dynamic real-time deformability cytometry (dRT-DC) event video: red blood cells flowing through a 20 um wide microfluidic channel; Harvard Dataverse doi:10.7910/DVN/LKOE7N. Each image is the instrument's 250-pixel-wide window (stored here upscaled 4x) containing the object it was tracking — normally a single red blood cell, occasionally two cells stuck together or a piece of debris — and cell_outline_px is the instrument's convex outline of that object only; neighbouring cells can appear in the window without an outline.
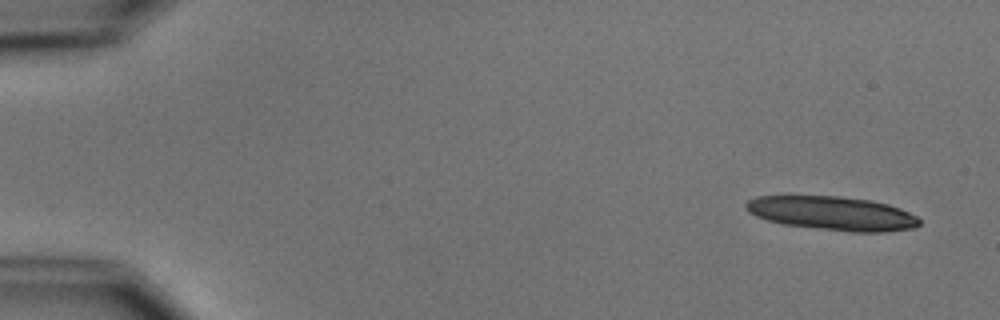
{"species": "common noctule bat (a hibernating species)", "species_latin": "Nyctalus noctula", "temperature_condition": "cold", "stored_images_in_passage": 5, "camera_frame_rate_fps": 3000, "um_per_image_px": 0.085, "animal": {"sex": "male", "body_mass_g": 15.6}, "frame": {"image": 1, "passage_image": 1, "time_ms": 0.0, "image_size_px": [1000, 320], "cell_outline_px": [[920, 224], [916, 228], [884, 232], [848, 232], [784, 224], [768, 220], [756, 216], [748, 212], [744, 208], [744, 204], [748, 200], [756, 196], [840, 196], [872, 200], [888, 204], [900, 208], [916, 216], [920, 220]], "centroid_in_image_um": [70.76, 18.13], "position_along_channel_um": 14.2, "area_um2": 34.45}}